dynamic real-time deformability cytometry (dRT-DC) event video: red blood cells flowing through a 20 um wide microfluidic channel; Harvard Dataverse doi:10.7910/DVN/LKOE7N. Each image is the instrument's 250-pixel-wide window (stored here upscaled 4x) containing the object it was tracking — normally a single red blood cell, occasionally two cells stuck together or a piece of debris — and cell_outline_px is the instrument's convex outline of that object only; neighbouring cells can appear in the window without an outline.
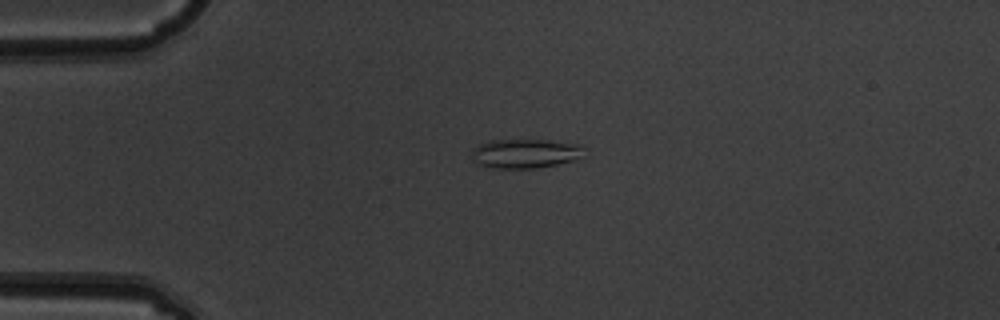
{"species": "common noctule bat (a hibernating species)", "species_latin": "Nyctalus noctula", "temperature_condition": "warm", "stored_images_in_passage": 5, "camera_frame_rate_fps": 3000, "um_per_image_px": 0.085, "animal": {"sex": "male", "body_mass_g": 19.5, "forearm_length_mm": 54.6}, "frame": {"image": 1, "passage_image": 4, "time_ms": 1.0, "image_size_px": [1000, 320], "cell_outline_px": [[584, 156], [576, 160], [536, 168], [496, 168], [480, 164], [472, 160], [472, 156], [476, 148], [480, 144], [488, 140], [548, 140], [580, 144], [584, 148]], "centroid_in_image_um": [44.71, 13.04], "position_along_channel_um": 40.3, "area_um2": 19.07}}